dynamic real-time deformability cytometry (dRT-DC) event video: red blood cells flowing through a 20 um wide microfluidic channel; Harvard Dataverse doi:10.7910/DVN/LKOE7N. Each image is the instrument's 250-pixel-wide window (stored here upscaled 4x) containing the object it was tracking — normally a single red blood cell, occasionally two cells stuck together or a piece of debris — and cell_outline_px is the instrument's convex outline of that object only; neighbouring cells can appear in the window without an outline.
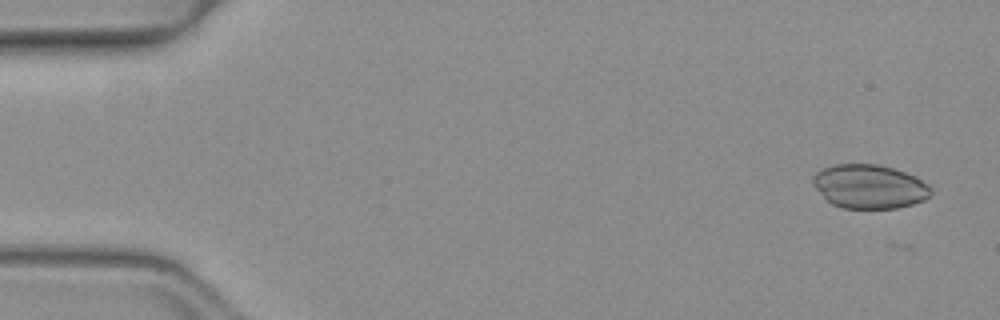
{"species": "common noctule bat (a hibernating species)", "species_latin": "Nyctalus noctula", "temperature_condition": "warm", "stored_images_in_passage": 7, "camera_frame_rate_fps": 3000, "um_per_image_px": 0.085, "animal": {"sex": "female", "body_mass_g": 19.3, "forearm_length_mm": 54.1}, "frame": {"image": 1, "passage_image": 4, "time_ms": 1.0, "image_size_px": [1000, 320], "cell_outline_px": [[932, 196], [924, 200], [912, 204], [896, 208], [844, 208], [832, 204], [812, 184], [812, 176], [820, 168], [836, 164], [880, 164], [916, 176], [928, 184], [932, 188]], "centroid_in_image_um": [73.92, 15.84], "position_along_channel_um": 11.1, "area_um2": 30.35}}